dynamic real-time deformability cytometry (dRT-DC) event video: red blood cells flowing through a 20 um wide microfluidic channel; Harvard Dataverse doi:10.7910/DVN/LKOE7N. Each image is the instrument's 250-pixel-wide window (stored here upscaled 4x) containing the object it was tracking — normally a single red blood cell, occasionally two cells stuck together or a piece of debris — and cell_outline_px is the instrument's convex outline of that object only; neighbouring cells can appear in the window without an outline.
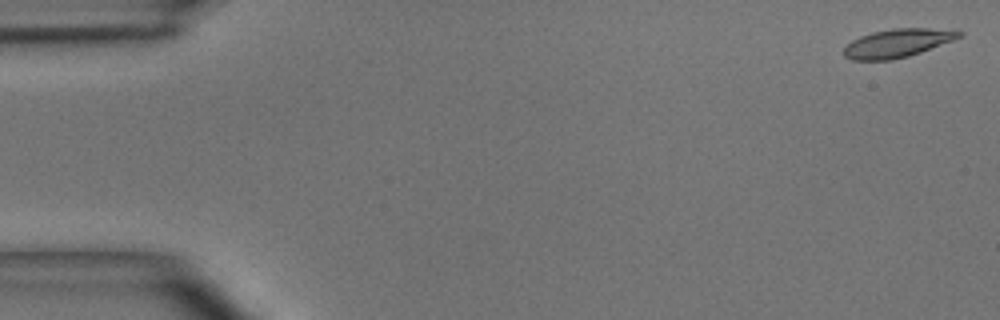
{"species": "common noctule bat (a hibernating species)", "species_latin": "Nyctalus noctula", "temperature_condition": "room temperature", "stored_images_in_passage": 49, "camera_frame_rate_fps": 3000, "um_per_image_px": 0.085, "animal": {"sex": "male", "body_mass_g": 15.6}, "frame": {"image": 1, "passage_image": 1, "time_ms": 0.0, "image_size_px": [1000, 320], "cell_outline_px": [[964, 36], [920, 52], [908, 56], [892, 60], [852, 60], [844, 56], [844, 48], [852, 40], [860, 36], [872, 32], [892, 28], [928, 28], [964, 32]], "centroid_in_image_um": [76.27, 3.66], "position_along_channel_um": 8.7, "area_um2": 18.96}}
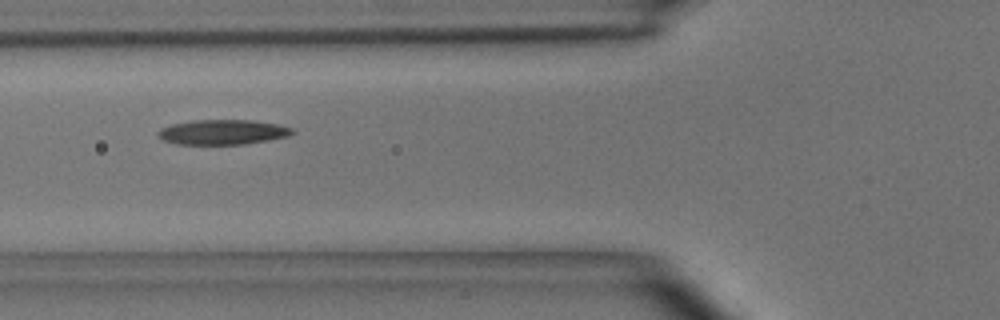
{"frame": {"image": 2, "passage_image": 18, "time_ms": 5.667, "image_size_px": [1000, 320], "cell_outline_px": [[296, 132], [288, 136], [268, 140], [244, 144], [176, 144], [160, 140], [156, 136], [156, 132], [160, 128], [172, 124], [192, 120], [248, 120], [276, 124], [292, 128]], "centroid_in_image_um": [18.85, 11.23], "position_along_channel_um": 106.9, "area_um2": 19.59}}
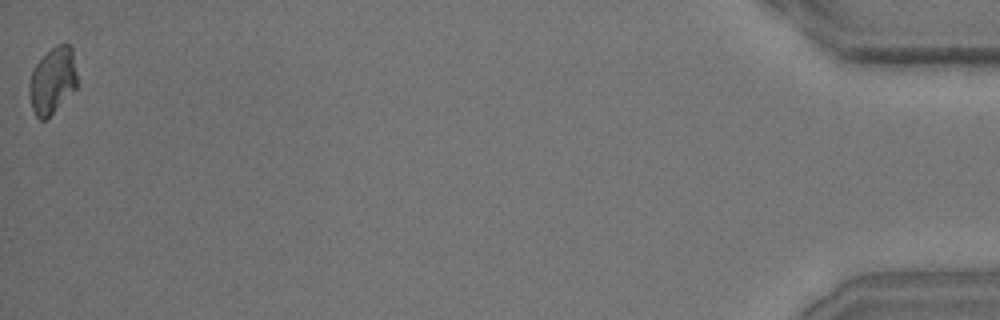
{"frame": {"image": 3, "passage_image": 49, "time_ms": 16.0, "image_size_px": [1000, 320], "cell_outline_px": [[76, 88], [44, 120], [40, 120], [36, 116], [32, 108], [28, 92], [28, 84], [32, 72], [36, 64], [56, 44], [68, 44], [72, 48], [76, 72]], "centroid_in_image_um": [4.44, 6.84], "position_along_channel_um": 430.8, "area_um2": 18.15}, "authors_computed_cell_mechanics": {"area_um2": 19.3052, "velocity_mm_per_s": 4.0329, "shape_relaxation_time_tau1_ms": 3.9904, "shape_relaxation_time_tau2_ms": 7.9525, "deformation_change_tau1": 0.1518, "deformation_change_tau2": 0.1687}}